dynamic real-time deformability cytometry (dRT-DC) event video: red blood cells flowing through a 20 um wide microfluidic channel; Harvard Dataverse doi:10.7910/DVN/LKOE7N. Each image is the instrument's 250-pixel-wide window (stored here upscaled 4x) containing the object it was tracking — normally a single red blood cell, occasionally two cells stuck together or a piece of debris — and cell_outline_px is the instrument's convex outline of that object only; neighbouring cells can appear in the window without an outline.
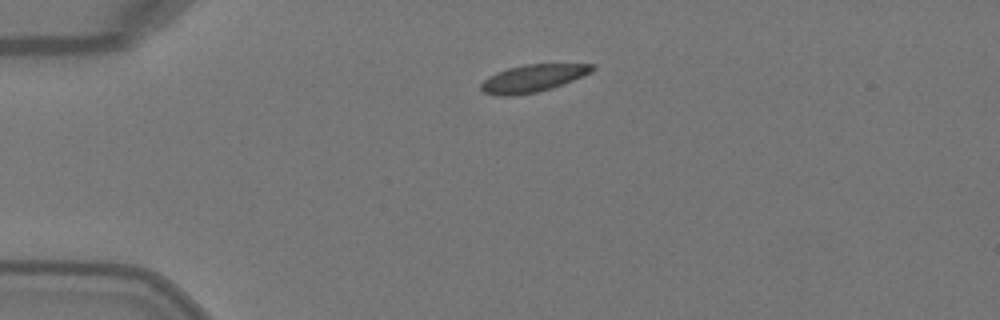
{"species": "Egyptian fruit bat (a non-hibernating species)", "species_latin": "Rousettus aegyptiacus", "temperature_condition": "warm", "stored_images_in_passage": 2, "camera_frame_rate_fps": 3000, "um_per_image_px": 0.085, "animal": {"sex": "female"}, "frame": {"image": 1, "passage_image": 1, "time_ms": 0.0, "image_size_px": [1000, 320], "cell_outline_px": [[596, 68], [592, 72], [564, 84], [552, 88], [536, 92], [512, 96], [496, 96], [484, 92], [480, 88], [480, 84], [488, 76], [496, 72], [508, 68], [524, 64], [596, 64]], "centroid_in_image_um": [45.29, 6.65], "position_along_channel_um": 39.7, "area_um2": 17.92}}